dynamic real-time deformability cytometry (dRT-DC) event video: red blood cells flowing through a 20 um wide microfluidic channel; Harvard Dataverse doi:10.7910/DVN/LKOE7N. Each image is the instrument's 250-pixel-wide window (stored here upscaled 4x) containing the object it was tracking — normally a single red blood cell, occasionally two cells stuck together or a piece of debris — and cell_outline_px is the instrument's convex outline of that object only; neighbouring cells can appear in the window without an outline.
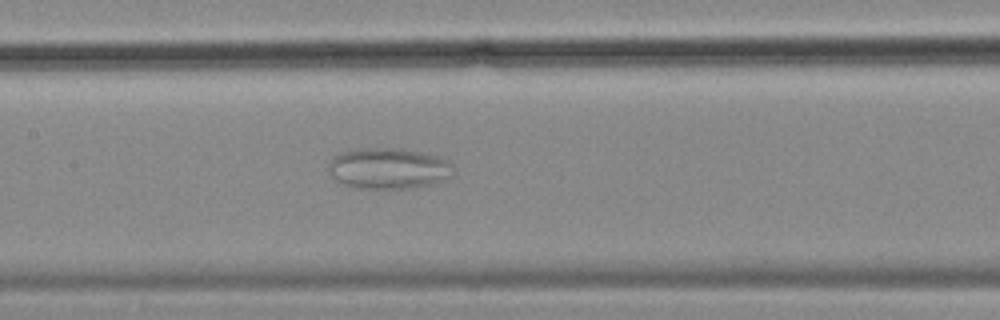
{"species": "common noctule bat (a hibernating species)", "species_latin": "Nyctalus noctula", "temperature_condition": "cold", "stored_images_in_passage": 54, "camera_frame_rate_fps": 3000, "um_per_image_px": 0.085, "animal": {"sex": "female", "body_mass_g": 18.4}, "frame": {"image": 1, "passage_image": 29, "time_ms": 9.333, "image_size_px": [1000, 320], "cell_outline_px": [[452, 164], [448, 176], [444, 180], [432, 184], [412, 188], [352, 188], [336, 180], [332, 176], [328, 168], [328, 164], [336, 156], [344, 152], [360, 148], [400, 148], [420, 152], [436, 156], [448, 160]], "centroid_in_image_um": [33.0, 14.32], "position_along_channel_um": 174.4, "area_um2": 29.48}}
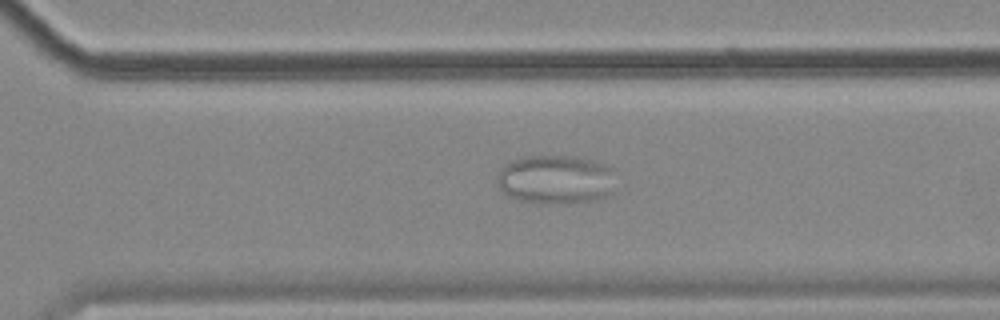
{"frame": {"image": 2, "passage_image": 42, "time_ms": 13.667, "image_size_px": [1000, 320], "cell_outline_px": [[612, 192], [608, 196], [592, 200], [572, 204], [540, 204], [520, 200], [508, 196], [496, 184], [496, 180], [504, 164], [512, 160], [524, 156], [572, 156], [592, 160], [604, 164], [608, 168]], "centroid_in_image_um": [47.15, 15.28], "position_along_channel_um": 323.5, "area_um2": 33.7}}
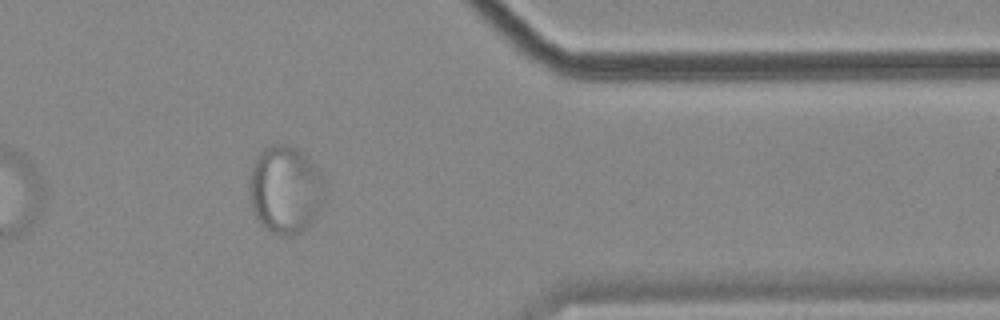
{"frame": {"image": 3, "passage_image": 49, "time_ms": 16.0, "image_size_px": [1000, 320], "cell_outline_px": [[324, 196], [312, 224], [308, 228], [292, 236], [280, 236], [264, 228], [260, 224], [256, 216], [248, 192], [248, 180], [252, 164], [256, 156], [264, 148], [276, 140], [288, 144], [296, 148], [308, 156], [316, 168], [324, 184]], "centroid_in_image_um": [24.21, 16.09], "position_along_channel_um": 387.2, "area_um2": 39.19}}